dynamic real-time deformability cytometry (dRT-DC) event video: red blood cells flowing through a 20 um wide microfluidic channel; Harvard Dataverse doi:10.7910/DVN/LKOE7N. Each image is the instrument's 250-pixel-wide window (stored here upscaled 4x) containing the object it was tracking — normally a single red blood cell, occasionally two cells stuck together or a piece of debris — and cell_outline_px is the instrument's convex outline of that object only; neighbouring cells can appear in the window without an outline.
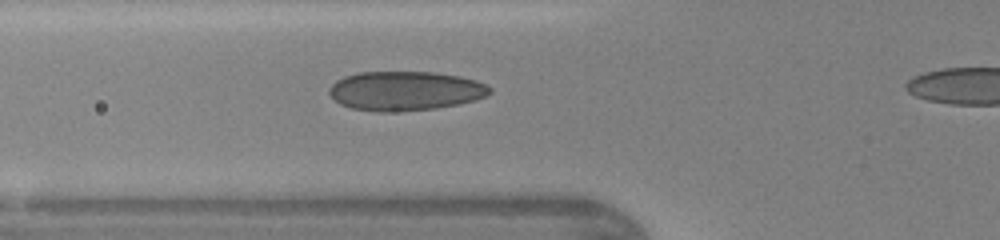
{"species": "human", "species_latin": "Homo sapiens", "temperature_condition": "warm", "stored_images_in_passage": 2, "camera_frame_rate_fps": 3000, "um_per_image_px": 0.085, "donor": {"sex": "female"}, "frame": {"image": 1, "passage_image": 2, "time_ms": 0.333, "image_size_px": [1000, 240], "cell_outline_px": [[492, 92], [488, 96], [476, 100], [460, 104], [436, 108], [388, 112], [380, 112], [352, 108], [340, 104], [328, 92], [328, 88], [336, 80], [344, 76], [360, 72], [436, 72], [460, 76], [476, 80], [488, 84], [492, 88]], "centroid_in_image_um": [34.49, 7.72], "position_along_channel_um": 91.3, "area_um2": 37.05}}